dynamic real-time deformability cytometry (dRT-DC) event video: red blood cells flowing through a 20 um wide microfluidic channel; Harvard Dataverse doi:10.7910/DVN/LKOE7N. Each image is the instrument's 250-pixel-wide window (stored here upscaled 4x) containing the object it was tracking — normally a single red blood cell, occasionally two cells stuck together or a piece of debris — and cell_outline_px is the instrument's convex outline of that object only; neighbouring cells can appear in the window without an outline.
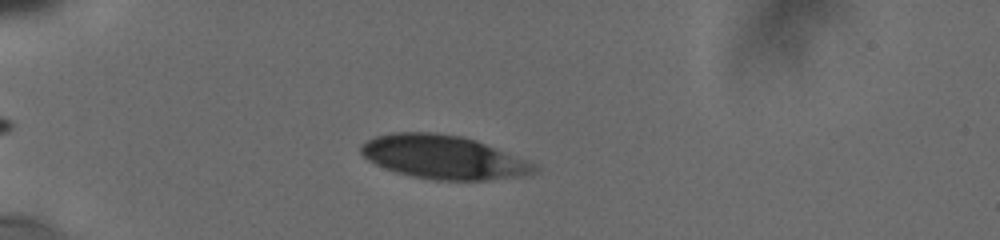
{"species": "human", "species_latin": "Homo sapiens", "temperature_condition": "cold", "stored_images_in_passage": 41, "camera_frame_rate_fps": 3000, "um_per_image_px": 0.085, "donor": {"sex": "male"}, "frame": {"image": 1, "passage_image": 8, "time_ms": 2.667, "image_size_px": [1000, 240], "cell_outline_px": [[536, 172], [516, 176], [484, 180], [432, 180], [412, 176], [396, 172], [384, 168], [368, 160], [360, 152], [360, 144], [376, 136], [392, 132], [428, 132], [460, 136], [476, 140], [532, 164], [536, 168]], "centroid_in_image_um": [37.57, 13.35], "position_along_channel_um": 47.4, "area_um2": 43.23}}
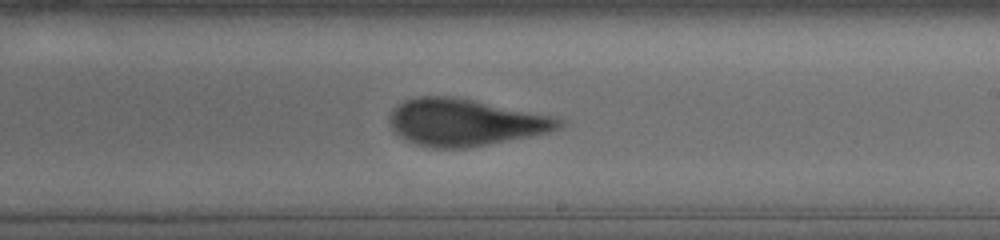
{"frame": {"image": 2, "passage_image": 26, "time_ms": 9.0, "image_size_px": [1000, 240], "cell_outline_px": [[564, 124], [560, 128], [548, 132], [468, 148], [432, 148], [416, 144], [408, 140], [396, 132], [392, 128], [392, 112], [404, 100], [420, 96], [452, 96], [472, 100], [548, 116], [560, 120]], "centroid_in_image_um": [39.5, 10.41], "position_along_channel_um": 249.5, "area_um2": 45.03}}
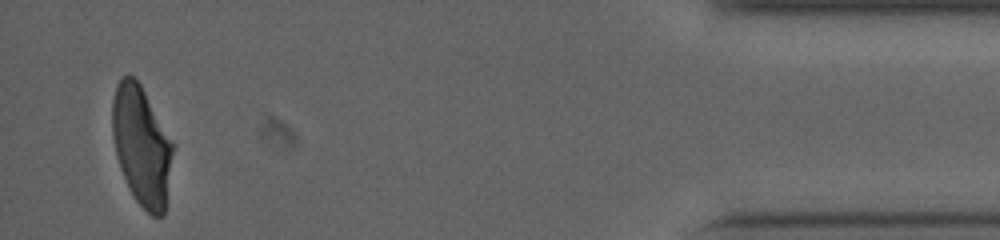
{"frame": {"image": 3, "passage_image": 41, "time_ms": 15.333, "image_size_px": [1000, 240], "cell_outline_px": [[176, 144], [164, 216], [152, 216], [136, 200], [120, 168], [112, 136], [112, 100], [116, 84], [120, 76], [128, 72], [140, 84]], "centroid_in_image_um": [12.07, 12.35], "position_along_channel_um": 423.1, "area_um2": 42.77}, "authors_computed_cell_mechanics": {"area_um2": 45.084, "velocity_mm_per_s": 3.7716, "shape_relaxation_time_tau1_ms": 4.5166, "shape_relaxation_time_tau2_ms": 0.9869, "deformation_change_tau1": 0.1639, "deformation_change_tau2": 0.0868}}